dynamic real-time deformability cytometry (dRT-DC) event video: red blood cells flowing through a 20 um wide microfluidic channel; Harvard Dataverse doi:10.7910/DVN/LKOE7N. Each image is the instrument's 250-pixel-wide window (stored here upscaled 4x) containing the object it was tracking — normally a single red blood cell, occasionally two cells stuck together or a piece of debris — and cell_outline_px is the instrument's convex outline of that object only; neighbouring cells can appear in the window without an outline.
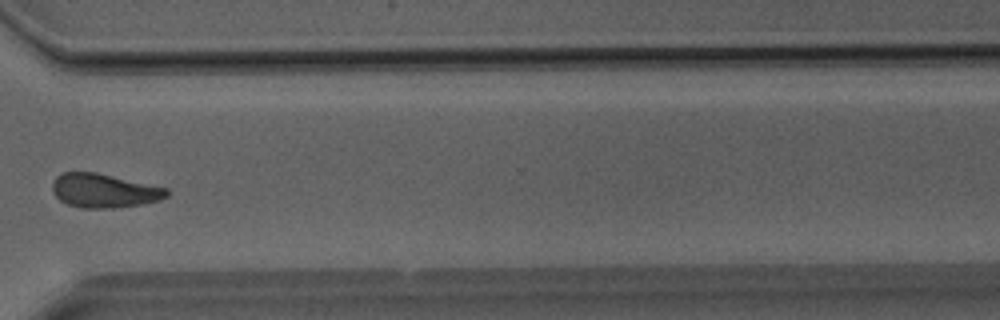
{"species": "Egyptian fruit bat (a non-hibernating species)", "species_latin": "Rousettus aegyptiacus", "temperature_condition": "room temperature", "stored_images_in_passage": 32, "camera_frame_rate_fps": 3000, "um_per_image_px": 0.085, "animal": {"sex": "male"}, "frame": {"image": 1, "passage_image": 23, "time_ms": 7.333, "image_size_px": [1000, 320], "cell_outline_px": [[168, 196], [160, 200], [140, 204], [112, 208], [84, 208], [68, 204], [60, 200], [52, 192], [52, 180], [56, 176], [64, 172], [96, 172], [168, 188]], "centroid_in_image_um": [8.83, 16.2], "position_along_channel_um": 361.8, "area_um2": 22.6}}
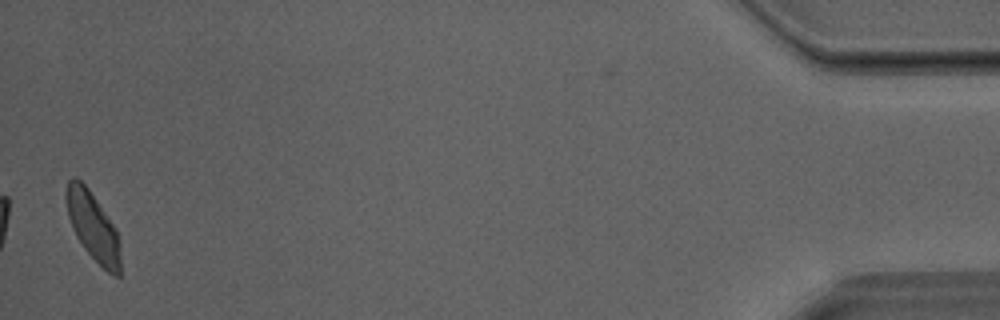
{"frame": {"image": 2, "passage_image": 32, "time_ms": 10.333, "image_size_px": [1000, 320], "cell_outline_px": [[120, 276], [116, 276], [108, 272], [84, 248], [76, 236], [72, 228], [68, 216], [64, 196], [64, 192], [68, 180], [72, 176], [76, 176], [88, 188], [116, 228], [120, 240]], "centroid_in_image_um": [7.88, 19.2], "position_along_channel_um": 427.3, "area_um2": 21.73}}